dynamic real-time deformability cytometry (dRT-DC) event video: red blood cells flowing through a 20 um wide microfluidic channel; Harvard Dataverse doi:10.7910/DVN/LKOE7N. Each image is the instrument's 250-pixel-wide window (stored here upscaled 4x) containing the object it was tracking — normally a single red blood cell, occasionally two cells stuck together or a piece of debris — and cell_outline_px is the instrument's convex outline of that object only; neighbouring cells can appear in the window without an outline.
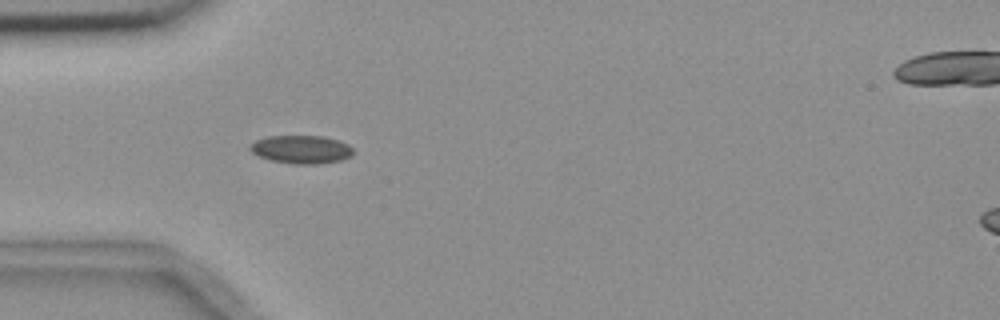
{"species": "common noctule bat (a hibernating species)", "species_latin": "Nyctalus noctula", "temperature_condition": "room temperature", "stored_images_in_passage": 5, "camera_frame_rate_fps": 3000, "um_per_image_px": 0.085, "animal": {"sex": "female", "body_mass_g": 18.4}, "frame": {"image": 1, "passage_image": 4, "time_ms": 4.333, "image_size_px": [1000, 320], "cell_outline_px": [[356, 152], [352, 156], [340, 160], [316, 164], [292, 164], [268, 160], [252, 152], [248, 148], [256, 140], [268, 136], [324, 136], [340, 140], [348, 144]], "centroid_in_image_um": [25.64, 12.7], "position_along_channel_um": 59.4, "area_um2": 17.11}}